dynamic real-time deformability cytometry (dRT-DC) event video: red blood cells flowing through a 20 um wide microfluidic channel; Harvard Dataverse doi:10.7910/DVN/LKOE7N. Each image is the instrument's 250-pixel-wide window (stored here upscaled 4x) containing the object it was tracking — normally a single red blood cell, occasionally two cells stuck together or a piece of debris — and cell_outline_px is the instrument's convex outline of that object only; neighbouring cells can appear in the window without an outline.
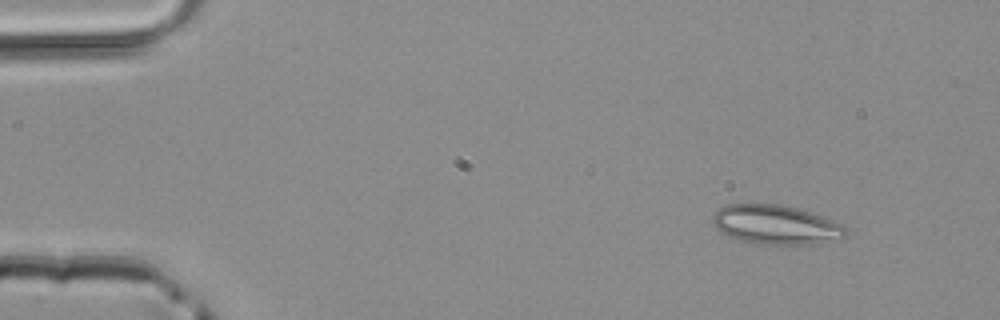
{"species": "common noctule bat (a hibernating species)", "species_latin": "Nyctalus noctula", "temperature_condition": "room temperature", "stored_images_in_passage": 44, "camera_frame_rate_fps": 3000, "um_per_image_px": 0.085, "animal": {"sex": "male", "body_mass_g": 20.4}, "frame": {"image": 1, "passage_image": 2, "time_ms": 0.333, "image_size_px": [1000, 320], "cell_outline_px": [[848, 232], [844, 236], [812, 244], [756, 244], [740, 240], [720, 232], [712, 220], [712, 216], [720, 208], [728, 204], [780, 204], [796, 208], [832, 220], [840, 224]], "centroid_in_image_um": [65.89, 19.1], "position_along_channel_um": 19.1, "area_um2": 29.82}}
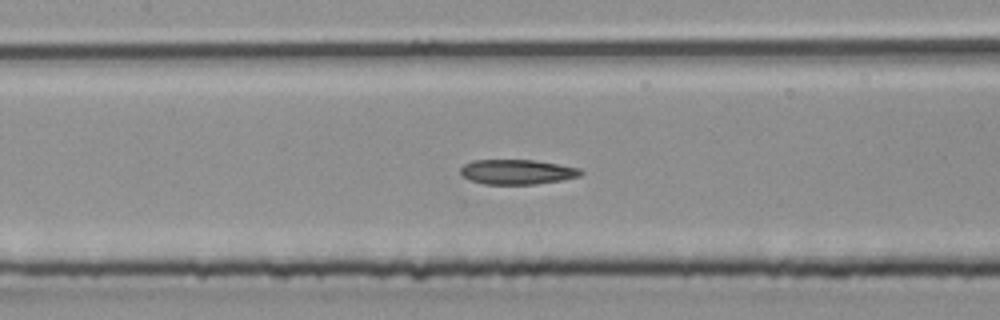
{"frame": {"image": 2, "passage_image": 19, "time_ms": 6.0, "image_size_px": [1000, 320], "cell_outline_px": [[584, 172], [580, 176], [564, 180], [536, 184], [484, 184], [472, 180], [464, 176], [460, 172], [460, 168], [464, 164], [472, 160], [536, 160], [560, 164], [580, 168]], "centroid_in_image_um": [44.01, 14.6], "position_along_channel_um": 163.4, "area_um2": 17.51}}
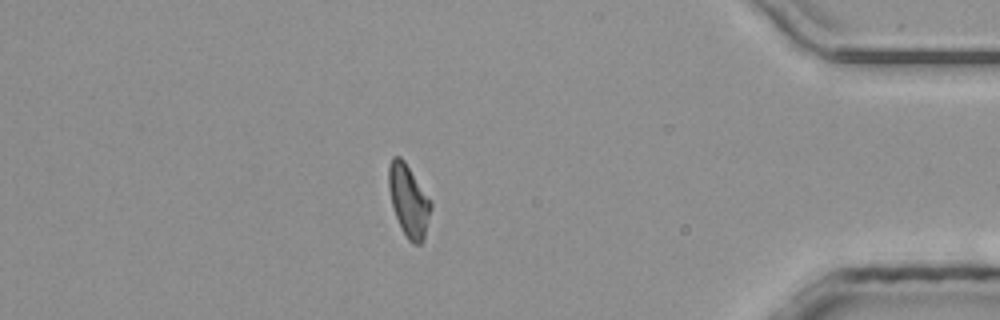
{"frame": {"image": 3, "passage_image": 38, "time_ms": 12.333, "image_size_px": [1000, 320], "cell_outline_px": [[432, 208], [424, 240], [420, 244], [412, 244], [408, 240], [396, 216], [392, 204], [388, 188], [388, 168], [392, 156], [400, 156], [404, 160], [432, 204]], "centroid_in_image_um": [34.73, 17.06], "position_along_channel_um": 400.5, "area_um2": 17.46}}